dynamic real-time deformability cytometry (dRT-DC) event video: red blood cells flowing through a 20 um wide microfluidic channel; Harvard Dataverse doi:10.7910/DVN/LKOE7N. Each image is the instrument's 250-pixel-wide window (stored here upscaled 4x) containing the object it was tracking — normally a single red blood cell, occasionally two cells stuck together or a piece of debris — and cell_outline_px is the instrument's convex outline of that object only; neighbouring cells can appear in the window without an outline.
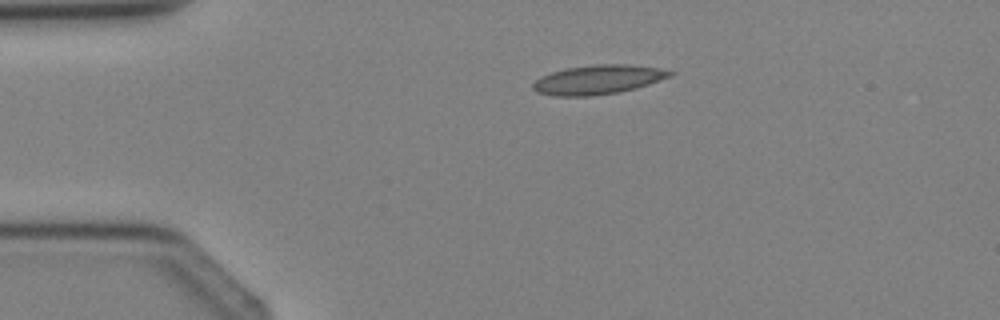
{"species": "Egyptian fruit bat (a non-hibernating species)", "species_latin": "Rousettus aegyptiacus", "temperature_condition": "cold", "stored_images_in_passage": 5, "camera_frame_rate_fps": 3000, "um_per_image_px": 0.085, "animal": {"sex": "female"}, "frame": {"image": 1, "passage_image": 3, "time_ms": 2.333, "image_size_px": [1000, 320], "cell_outline_px": [[676, 72], [672, 76], [636, 88], [620, 92], [592, 96], [552, 96], [536, 92], [532, 88], [532, 84], [540, 76], [552, 72], [568, 68], [596, 64], [628, 64], [656, 68]], "centroid_in_image_um": [50.81, 6.78], "position_along_channel_um": 34.2, "area_um2": 23.35}}
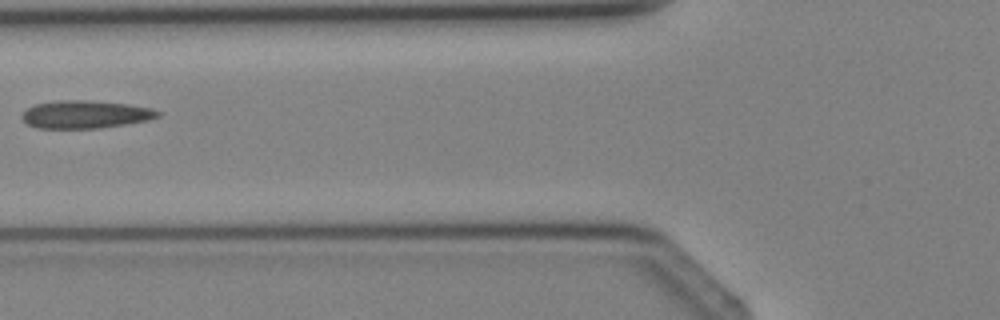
{"frame": {"image": 2, "passage_image": 5, "time_ms": 4.667, "image_size_px": [1000, 320], "cell_outline_px": [[160, 116], [148, 120], [100, 128], [36, 128], [28, 124], [20, 116], [28, 108], [36, 104], [60, 100], [88, 100], [128, 104], [152, 108], [160, 112]], "centroid_in_image_um": [7.26, 9.72], "position_along_channel_um": 118.5, "area_um2": 21.91}}